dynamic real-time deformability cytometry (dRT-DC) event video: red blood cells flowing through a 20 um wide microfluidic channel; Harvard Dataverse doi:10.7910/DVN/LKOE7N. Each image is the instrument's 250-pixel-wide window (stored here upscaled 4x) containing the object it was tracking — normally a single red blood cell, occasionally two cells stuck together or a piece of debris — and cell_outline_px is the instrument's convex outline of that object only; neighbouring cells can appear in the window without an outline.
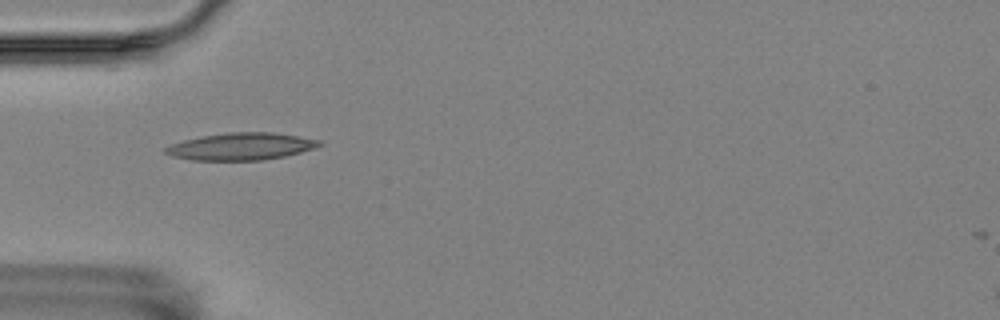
{"species": "Egyptian fruit bat (a non-hibernating species)", "species_latin": "Rousettus aegyptiacus", "temperature_condition": "room temperature", "stored_images_in_passage": 2, "camera_frame_rate_fps": 3000, "um_per_image_px": 0.085, "animal": {"sex": "female"}, "frame": {"image": 1, "passage_image": 1, "time_ms": 0.0, "image_size_px": [1000, 320], "cell_outline_px": [[324, 144], [316, 148], [284, 156], [260, 160], [192, 160], [172, 156], [164, 152], [164, 148], [172, 144], [184, 140], [200, 136], [228, 132], [272, 132], [320, 140]], "centroid_in_image_um": [20.49, 12.44], "position_along_channel_um": 64.5, "area_um2": 24.28}}